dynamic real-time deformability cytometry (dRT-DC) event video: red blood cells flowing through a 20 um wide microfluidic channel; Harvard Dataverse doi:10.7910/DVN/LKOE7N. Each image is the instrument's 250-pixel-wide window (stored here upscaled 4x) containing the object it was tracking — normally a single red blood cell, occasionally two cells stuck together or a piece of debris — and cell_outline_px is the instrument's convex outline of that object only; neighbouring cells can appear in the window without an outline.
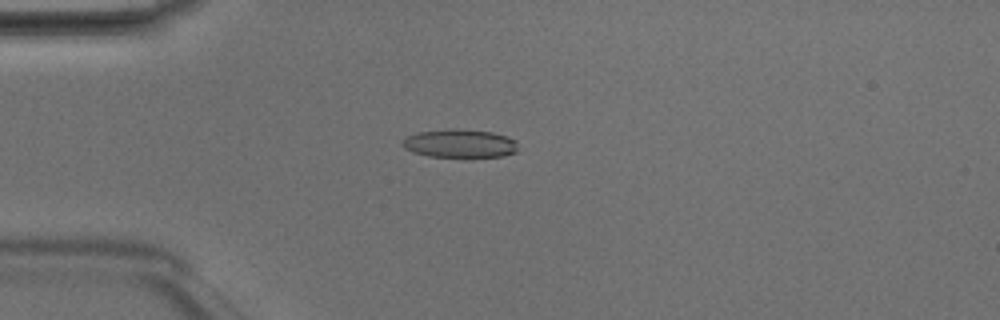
{"species": "Egyptian fruit bat (a non-hibernating species)", "species_latin": "Rousettus aegyptiacus", "temperature_condition": "room temperature", "stored_images_in_passage": 48, "camera_frame_rate_fps": 3000, "um_per_image_px": 0.085, "animal": {"sex": "male"}, "frame": {"image": 1, "passage_image": 12, "time_ms": 3.667, "image_size_px": [1000, 320], "cell_outline_px": [[516, 152], [504, 156], [428, 156], [412, 152], [404, 148], [400, 144], [408, 136], [420, 132], [452, 128], [492, 132], [508, 136], [516, 140]], "centroid_in_image_um": [39.08, 12.18], "position_along_channel_um": 45.9, "area_um2": 18.9}}
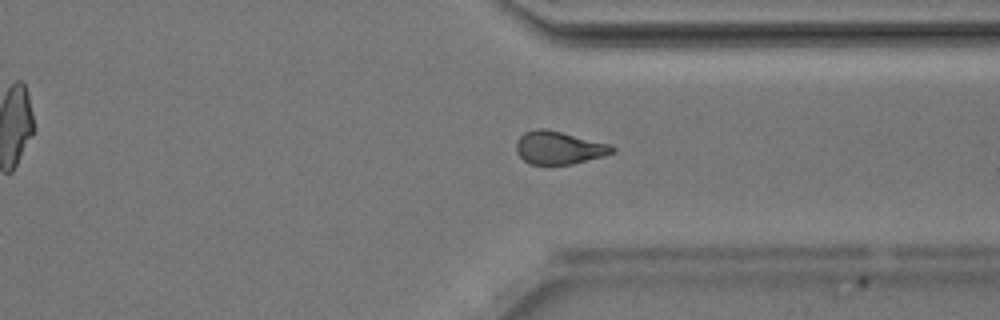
{"frame": {"image": 2, "passage_image": 36, "time_ms": 11.667, "image_size_px": [1000, 320], "cell_outline_px": [[616, 152], [604, 156], [572, 164], [528, 164], [516, 152], [516, 140], [524, 132], [536, 128], [544, 128], [608, 144], [616, 148]], "centroid_in_image_um": [47.48, 12.56], "position_along_channel_um": 363.9, "area_um2": 18.32}}
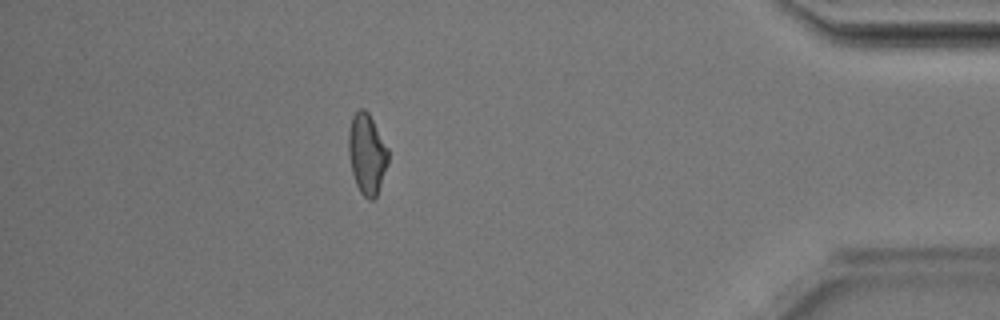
{"frame": {"image": 3, "passage_image": 42, "time_ms": 13.667, "image_size_px": [1000, 320], "cell_outline_px": [[388, 164], [376, 196], [372, 200], [368, 200], [360, 192], [356, 184], [352, 172], [348, 152], [348, 132], [352, 116], [360, 108], [364, 108], [368, 112], [388, 148]], "centroid_in_image_um": [31.18, 13.08], "position_along_channel_um": 404.0, "area_um2": 18.55}, "authors_computed_cell_mechanics": {"area_um2": 18.9295, "velocity_mm_per_s": 4.2088, "shape_relaxation_time_tau1_ms": 6.4699, "shape_relaxation_time_tau2_ms": 4.0356, "deformation_change_tau1": 0.1625, "deformation_change_tau2": 0.1152}}